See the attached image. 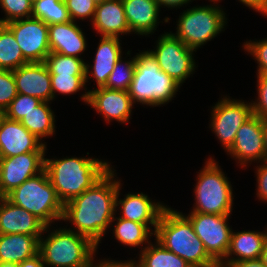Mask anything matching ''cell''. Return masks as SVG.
Listing matches in <instances>:
<instances>
[{"mask_svg": "<svg viewBox=\"0 0 267 267\" xmlns=\"http://www.w3.org/2000/svg\"><path fill=\"white\" fill-rule=\"evenodd\" d=\"M114 167L81 195L64 204L61 223L65 222L66 227L70 226L68 229L88 237L98 247L109 233L107 230L116 214V195L122 178L117 177Z\"/></svg>", "mask_w": 267, "mask_h": 267, "instance_id": "1", "label": "cell"}, {"mask_svg": "<svg viewBox=\"0 0 267 267\" xmlns=\"http://www.w3.org/2000/svg\"><path fill=\"white\" fill-rule=\"evenodd\" d=\"M108 160L86 156L47 158L45 171L63 204L81 195L97 182L111 167Z\"/></svg>", "mask_w": 267, "mask_h": 267, "instance_id": "2", "label": "cell"}, {"mask_svg": "<svg viewBox=\"0 0 267 267\" xmlns=\"http://www.w3.org/2000/svg\"><path fill=\"white\" fill-rule=\"evenodd\" d=\"M154 239L164 248L184 259L192 267H214L217 263L208 255L203 242L195 234L190 220L179 210H163L154 232Z\"/></svg>", "mask_w": 267, "mask_h": 267, "instance_id": "3", "label": "cell"}, {"mask_svg": "<svg viewBox=\"0 0 267 267\" xmlns=\"http://www.w3.org/2000/svg\"><path fill=\"white\" fill-rule=\"evenodd\" d=\"M61 225L46 226L39 239L38 253L44 267H90L96 260L98 246L88 237Z\"/></svg>", "mask_w": 267, "mask_h": 267, "instance_id": "4", "label": "cell"}, {"mask_svg": "<svg viewBox=\"0 0 267 267\" xmlns=\"http://www.w3.org/2000/svg\"><path fill=\"white\" fill-rule=\"evenodd\" d=\"M138 51L129 95L135 104L141 106L154 108L167 105L174 100L182 86L160 70L147 50Z\"/></svg>", "mask_w": 267, "mask_h": 267, "instance_id": "5", "label": "cell"}, {"mask_svg": "<svg viewBox=\"0 0 267 267\" xmlns=\"http://www.w3.org/2000/svg\"><path fill=\"white\" fill-rule=\"evenodd\" d=\"M215 156L206 158L203 168L198 170L194 193V204L189 212L202 214L232 215L234 193L231 181L214 160Z\"/></svg>", "mask_w": 267, "mask_h": 267, "instance_id": "6", "label": "cell"}, {"mask_svg": "<svg viewBox=\"0 0 267 267\" xmlns=\"http://www.w3.org/2000/svg\"><path fill=\"white\" fill-rule=\"evenodd\" d=\"M219 3L218 0H210L209 5H194L183 10L176 20V31L170 32L188 48L197 52L228 26L227 13Z\"/></svg>", "mask_w": 267, "mask_h": 267, "instance_id": "7", "label": "cell"}, {"mask_svg": "<svg viewBox=\"0 0 267 267\" xmlns=\"http://www.w3.org/2000/svg\"><path fill=\"white\" fill-rule=\"evenodd\" d=\"M5 197L32 213L46 226L61 223L64 204L58 198L45 169L24 181Z\"/></svg>", "mask_w": 267, "mask_h": 267, "instance_id": "8", "label": "cell"}, {"mask_svg": "<svg viewBox=\"0 0 267 267\" xmlns=\"http://www.w3.org/2000/svg\"><path fill=\"white\" fill-rule=\"evenodd\" d=\"M154 49L147 51L156 60L160 70L172 77L181 86L197 70L195 50L188 48L171 32L161 33L154 42ZM186 80V81H185Z\"/></svg>", "mask_w": 267, "mask_h": 267, "instance_id": "9", "label": "cell"}, {"mask_svg": "<svg viewBox=\"0 0 267 267\" xmlns=\"http://www.w3.org/2000/svg\"><path fill=\"white\" fill-rule=\"evenodd\" d=\"M209 130L227 152L235 141L238 129L252 116L251 102L225 94L211 107Z\"/></svg>", "mask_w": 267, "mask_h": 267, "instance_id": "10", "label": "cell"}, {"mask_svg": "<svg viewBox=\"0 0 267 267\" xmlns=\"http://www.w3.org/2000/svg\"><path fill=\"white\" fill-rule=\"evenodd\" d=\"M182 213L192 223L195 234L203 242L208 255L220 264L225 259L230 244L233 229L228 221L231 215Z\"/></svg>", "mask_w": 267, "mask_h": 267, "instance_id": "11", "label": "cell"}, {"mask_svg": "<svg viewBox=\"0 0 267 267\" xmlns=\"http://www.w3.org/2000/svg\"><path fill=\"white\" fill-rule=\"evenodd\" d=\"M264 120L252 115L238 129L233 145L226 152L243 170L265 161Z\"/></svg>", "mask_w": 267, "mask_h": 267, "instance_id": "12", "label": "cell"}, {"mask_svg": "<svg viewBox=\"0 0 267 267\" xmlns=\"http://www.w3.org/2000/svg\"><path fill=\"white\" fill-rule=\"evenodd\" d=\"M13 33L24 58L28 62H44L51 53L48 25L34 17L5 24Z\"/></svg>", "mask_w": 267, "mask_h": 267, "instance_id": "13", "label": "cell"}, {"mask_svg": "<svg viewBox=\"0 0 267 267\" xmlns=\"http://www.w3.org/2000/svg\"><path fill=\"white\" fill-rule=\"evenodd\" d=\"M122 186L121 182L116 195V215L122 219L143 223L154 233L159 218L167 205L156 199L152 200L145 192H128L123 195L120 191L124 189ZM122 195L124 197L119 198Z\"/></svg>", "mask_w": 267, "mask_h": 267, "instance_id": "14", "label": "cell"}, {"mask_svg": "<svg viewBox=\"0 0 267 267\" xmlns=\"http://www.w3.org/2000/svg\"><path fill=\"white\" fill-rule=\"evenodd\" d=\"M46 152H29L0 158V193L5 197L30 177L42 172Z\"/></svg>", "mask_w": 267, "mask_h": 267, "instance_id": "15", "label": "cell"}, {"mask_svg": "<svg viewBox=\"0 0 267 267\" xmlns=\"http://www.w3.org/2000/svg\"><path fill=\"white\" fill-rule=\"evenodd\" d=\"M134 105H136L129 91L112 90L105 87L93 88L89 91L87 106L96 114L101 115L104 122L110 124L114 120L121 124H128L132 119Z\"/></svg>", "mask_w": 267, "mask_h": 267, "instance_id": "16", "label": "cell"}, {"mask_svg": "<svg viewBox=\"0 0 267 267\" xmlns=\"http://www.w3.org/2000/svg\"><path fill=\"white\" fill-rule=\"evenodd\" d=\"M47 150V145L28 131L21 122L6 116L3 118L0 124V158Z\"/></svg>", "mask_w": 267, "mask_h": 267, "instance_id": "17", "label": "cell"}, {"mask_svg": "<svg viewBox=\"0 0 267 267\" xmlns=\"http://www.w3.org/2000/svg\"><path fill=\"white\" fill-rule=\"evenodd\" d=\"M121 39L120 37L100 36L95 53H93V64L91 61L90 63L87 61L85 64V82L87 85H89L90 79L96 83V88L106 84L116 62L124 54Z\"/></svg>", "mask_w": 267, "mask_h": 267, "instance_id": "18", "label": "cell"}, {"mask_svg": "<svg viewBox=\"0 0 267 267\" xmlns=\"http://www.w3.org/2000/svg\"><path fill=\"white\" fill-rule=\"evenodd\" d=\"M13 75L19 94L54 102L51 76L44 62H29L13 70Z\"/></svg>", "mask_w": 267, "mask_h": 267, "instance_id": "19", "label": "cell"}, {"mask_svg": "<svg viewBox=\"0 0 267 267\" xmlns=\"http://www.w3.org/2000/svg\"><path fill=\"white\" fill-rule=\"evenodd\" d=\"M122 3L132 34L149 37L156 34L160 23L170 24V17L166 16L162 21L159 18L162 10L156 0H122Z\"/></svg>", "mask_w": 267, "mask_h": 267, "instance_id": "20", "label": "cell"}, {"mask_svg": "<svg viewBox=\"0 0 267 267\" xmlns=\"http://www.w3.org/2000/svg\"><path fill=\"white\" fill-rule=\"evenodd\" d=\"M80 26L74 21L48 25L50 51L83 59L89 46L86 33Z\"/></svg>", "mask_w": 267, "mask_h": 267, "instance_id": "21", "label": "cell"}, {"mask_svg": "<svg viewBox=\"0 0 267 267\" xmlns=\"http://www.w3.org/2000/svg\"><path fill=\"white\" fill-rule=\"evenodd\" d=\"M46 225L29 211L10 202L6 197L0 203V234L42 236Z\"/></svg>", "mask_w": 267, "mask_h": 267, "instance_id": "22", "label": "cell"}, {"mask_svg": "<svg viewBox=\"0 0 267 267\" xmlns=\"http://www.w3.org/2000/svg\"><path fill=\"white\" fill-rule=\"evenodd\" d=\"M266 242L267 227L263 231L232 230L228 251L220 265L230 267L235 262L259 259Z\"/></svg>", "mask_w": 267, "mask_h": 267, "instance_id": "23", "label": "cell"}, {"mask_svg": "<svg viewBox=\"0 0 267 267\" xmlns=\"http://www.w3.org/2000/svg\"><path fill=\"white\" fill-rule=\"evenodd\" d=\"M92 30L100 36L120 37L132 34L125 16L122 0H106L96 6Z\"/></svg>", "mask_w": 267, "mask_h": 267, "instance_id": "24", "label": "cell"}, {"mask_svg": "<svg viewBox=\"0 0 267 267\" xmlns=\"http://www.w3.org/2000/svg\"><path fill=\"white\" fill-rule=\"evenodd\" d=\"M41 236L0 234V262L19 264L38 254Z\"/></svg>", "mask_w": 267, "mask_h": 267, "instance_id": "25", "label": "cell"}, {"mask_svg": "<svg viewBox=\"0 0 267 267\" xmlns=\"http://www.w3.org/2000/svg\"><path fill=\"white\" fill-rule=\"evenodd\" d=\"M110 227L112 229L109 232L112 230V237L122 244L120 246H128L135 250L138 248L139 252L151 242L152 238L154 239V233L145 224L122 219L116 214Z\"/></svg>", "mask_w": 267, "mask_h": 267, "instance_id": "26", "label": "cell"}, {"mask_svg": "<svg viewBox=\"0 0 267 267\" xmlns=\"http://www.w3.org/2000/svg\"><path fill=\"white\" fill-rule=\"evenodd\" d=\"M51 102L42 101L37 107L31 110L27 115L20 121L21 124L35 135L45 145L43 139H47L56 134V114L51 109Z\"/></svg>", "mask_w": 267, "mask_h": 267, "instance_id": "27", "label": "cell"}, {"mask_svg": "<svg viewBox=\"0 0 267 267\" xmlns=\"http://www.w3.org/2000/svg\"><path fill=\"white\" fill-rule=\"evenodd\" d=\"M132 259L135 267H192L184 259L164 248L155 239ZM138 260H137V259Z\"/></svg>", "mask_w": 267, "mask_h": 267, "instance_id": "28", "label": "cell"}, {"mask_svg": "<svg viewBox=\"0 0 267 267\" xmlns=\"http://www.w3.org/2000/svg\"><path fill=\"white\" fill-rule=\"evenodd\" d=\"M27 63L12 31L0 24V69L13 71Z\"/></svg>", "mask_w": 267, "mask_h": 267, "instance_id": "29", "label": "cell"}, {"mask_svg": "<svg viewBox=\"0 0 267 267\" xmlns=\"http://www.w3.org/2000/svg\"><path fill=\"white\" fill-rule=\"evenodd\" d=\"M131 51L128 50L125 53L126 57L122 55L119 58L103 87L112 90L129 91L136 70L137 58V52L132 57L130 54L133 52ZM127 57L129 58L126 60Z\"/></svg>", "mask_w": 267, "mask_h": 267, "instance_id": "30", "label": "cell"}, {"mask_svg": "<svg viewBox=\"0 0 267 267\" xmlns=\"http://www.w3.org/2000/svg\"><path fill=\"white\" fill-rule=\"evenodd\" d=\"M32 17L47 25L72 21L64 0H38L32 5Z\"/></svg>", "mask_w": 267, "mask_h": 267, "instance_id": "31", "label": "cell"}, {"mask_svg": "<svg viewBox=\"0 0 267 267\" xmlns=\"http://www.w3.org/2000/svg\"><path fill=\"white\" fill-rule=\"evenodd\" d=\"M44 63L50 75L85 76V59L51 52Z\"/></svg>", "mask_w": 267, "mask_h": 267, "instance_id": "32", "label": "cell"}, {"mask_svg": "<svg viewBox=\"0 0 267 267\" xmlns=\"http://www.w3.org/2000/svg\"><path fill=\"white\" fill-rule=\"evenodd\" d=\"M52 83V93L53 100L58 97L57 95L70 96L80 93L79 91L83 90L80 95V101L87 104L89 99V91L87 89L85 76H70V75H50ZM56 97V98H55Z\"/></svg>", "mask_w": 267, "mask_h": 267, "instance_id": "33", "label": "cell"}, {"mask_svg": "<svg viewBox=\"0 0 267 267\" xmlns=\"http://www.w3.org/2000/svg\"><path fill=\"white\" fill-rule=\"evenodd\" d=\"M32 5L30 0H0L1 12L4 13L0 24L32 17Z\"/></svg>", "mask_w": 267, "mask_h": 267, "instance_id": "34", "label": "cell"}, {"mask_svg": "<svg viewBox=\"0 0 267 267\" xmlns=\"http://www.w3.org/2000/svg\"><path fill=\"white\" fill-rule=\"evenodd\" d=\"M42 101L36 97L17 94L5 110V116L9 119L21 121L25 115L37 107Z\"/></svg>", "mask_w": 267, "mask_h": 267, "instance_id": "35", "label": "cell"}, {"mask_svg": "<svg viewBox=\"0 0 267 267\" xmlns=\"http://www.w3.org/2000/svg\"><path fill=\"white\" fill-rule=\"evenodd\" d=\"M242 48L247 55L253 57L258 64L256 74H267V37L263 39L247 40L243 42Z\"/></svg>", "mask_w": 267, "mask_h": 267, "instance_id": "36", "label": "cell"}, {"mask_svg": "<svg viewBox=\"0 0 267 267\" xmlns=\"http://www.w3.org/2000/svg\"><path fill=\"white\" fill-rule=\"evenodd\" d=\"M70 18L74 22L93 20L97 4L93 0H64Z\"/></svg>", "mask_w": 267, "mask_h": 267, "instance_id": "37", "label": "cell"}, {"mask_svg": "<svg viewBox=\"0 0 267 267\" xmlns=\"http://www.w3.org/2000/svg\"><path fill=\"white\" fill-rule=\"evenodd\" d=\"M256 77L257 96L250 101L252 115L267 120V74H256Z\"/></svg>", "mask_w": 267, "mask_h": 267, "instance_id": "38", "label": "cell"}, {"mask_svg": "<svg viewBox=\"0 0 267 267\" xmlns=\"http://www.w3.org/2000/svg\"><path fill=\"white\" fill-rule=\"evenodd\" d=\"M17 94L13 71L0 69V109L5 111Z\"/></svg>", "mask_w": 267, "mask_h": 267, "instance_id": "39", "label": "cell"}, {"mask_svg": "<svg viewBox=\"0 0 267 267\" xmlns=\"http://www.w3.org/2000/svg\"><path fill=\"white\" fill-rule=\"evenodd\" d=\"M256 165V167H255ZM256 174V197L259 201L267 203V161L254 164Z\"/></svg>", "mask_w": 267, "mask_h": 267, "instance_id": "40", "label": "cell"}, {"mask_svg": "<svg viewBox=\"0 0 267 267\" xmlns=\"http://www.w3.org/2000/svg\"><path fill=\"white\" fill-rule=\"evenodd\" d=\"M101 259V260H100ZM96 259L90 267H135L134 263L131 259L127 260H116V259H110V258H100Z\"/></svg>", "mask_w": 267, "mask_h": 267, "instance_id": "41", "label": "cell"}, {"mask_svg": "<svg viewBox=\"0 0 267 267\" xmlns=\"http://www.w3.org/2000/svg\"><path fill=\"white\" fill-rule=\"evenodd\" d=\"M218 1L222 2V0ZM238 2L267 18V0H238Z\"/></svg>", "mask_w": 267, "mask_h": 267, "instance_id": "42", "label": "cell"}, {"mask_svg": "<svg viewBox=\"0 0 267 267\" xmlns=\"http://www.w3.org/2000/svg\"><path fill=\"white\" fill-rule=\"evenodd\" d=\"M193 1L196 0H156V2L158 3L160 9L161 8H168L166 10H177L180 9L181 7H186L189 4H191ZM185 5V6H184Z\"/></svg>", "mask_w": 267, "mask_h": 267, "instance_id": "43", "label": "cell"}, {"mask_svg": "<svg viewBox=\"0 0 267 267\" xmlns=\"http://www.w3.org/2000/svg\"><path fill=\"white\" fill-rule=\"evenodd\" d=\"M19 267H44L43 260L38 253L37 255L24 260L23 262L18 264Z\"/></svg>", "mask_w": 267, "mask_h": 267, "instance_id": "44", "label": "cell"}, {"mask_svg": "<svg viewBox=\"0 0 267 267\" xmlns=\"http://www.w3.org/2000/svg\"><path fill=\"white\" fill-rule=\"evenodd\" d=\"M230 267H266L261 259L243 260L233 263Z\"/></svg>", "mask_w": 267, "mask_h": 267, "instance_id": "45", "label": "cell"}, {"mask_svg": "<svg viewBox=\"0 0 267 267\" xmlns=\"http://www.w3.org/2000/svg\"><path fill=\"white\" fill-rule=\"evenodd\" d=\"M264 147H265V161H267V120H264Z\"/></svg>", "mask_w": 267, "mask_h": 267, "instance_id": "46", "label": "cell"}, {"mask_svg": "<svg viewBox=\"0 0 267 267\" xmlns=\"http://www.w3.org/2000/svg\"><path fill=\"white\" fill-rule=\"evenodd\" d=\"M260 259L264 263V265L267 267V242L264 245Z\"/></svg>", "mask_w": 267, "mask_h": 267, "instance_id": "47", "label": "cell"}, {"mask_svg": "<svg viewBox=\"0 0 267 267\" xmlns=\"http://www.w3.org/2000/svg\"><path fill=\"white\" fill-rule=\"evenodd\" d=\"M0 267H19L16 263L0 262Z\"/></svg>", "mask_w": 267, "mask_h": 267, "instance_id": "48", "label": "cell"}, {"mask_svg": "<svg viewBox=\"0 0 267 267\" xmlns=\"http://www.w3.org/2000/svg\"><path fill=\"white\" fill-rule=\"evenodd\" d=\"M4 117H5V111L0 109V124Z\"/></svg>", "mask_w": 267, "mask_h": 267, "instance_id": "49", "label": "cell"}, {"mask_svg": "<svg viewBox=\"0 0 267 267\" xmlns=\"http://www.w3.org/2000/svg\"><path fill=\"white\" fill-rule=\"evenodd\" d=\"M97 5L101 4L102 2H105L106 0H93Z\"/></svg>", "mask_w": 267, "mask_h": 267, "instance_id": "50", "label": "cell"}, {"mask_svg": "<svg viewBox=\"0 0 267 267\" xmlns=\"http://www.w3.org/2000/svg\"><path fill=\"white\" fill-rule=\"evenodd\" d=\"M4 196L0 193V203L3 200Z\"/></svg>", "mask_w": 267, "mask_h": 267, "instance_id": "51", "label": "cell"}, {"mask_svg": "<svg viewBox=\"0 0 267 267\" xmlns=\"http://www.w3.org/2000/svg\"><path fill=\"white\" fill-rule=\"evenodd\" d=\"M38 0H30V2L32 3V4H34L35 2H37Z\"/></svg>", "mask_w": 267, "mask_h": 267, "instance_id": "52", "label": "cell"}, {"mask_svg": "<svg viewBox=\"0 0 267 267\" xmlns=\"http://www.w3.org/2000/svg\"><path fill=\"white\" fill-rule=\"evenodd\" d=\"M214 267H225V266H222V265H220V264H217V265L214 266Z\"/></svg>", "mask_w": 267, "mask_h": 267, "instance_id": "53", "label": "cell"}]
</instances>
